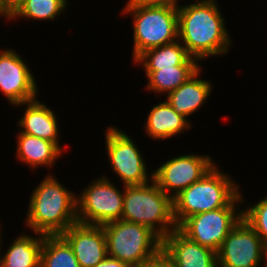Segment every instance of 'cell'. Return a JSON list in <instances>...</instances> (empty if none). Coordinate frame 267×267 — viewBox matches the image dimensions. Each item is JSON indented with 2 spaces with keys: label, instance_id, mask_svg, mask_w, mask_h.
Masks as SVG:
<instances>
[{
  "label": "cell",
  "instance_id": "cell-12",
  "mask_svg": "<svg viewBox=\"0 0 267 267\" xmlns=\"http://www.w3.org/2000/svg\"><path fill=\"white\" fill-rule=\"evenodd\" d=\"M17 51L0 50V92L13 107L37 98L38 86L31 69Z\"/></svg>",
  "mask_w": 267,
  "mask_h": 267
},
{
  "label": "cell",
  "instance_id": "cell-29",
  "mask_svg": "<svg viewBox=\"0 0 267 267\" xmlns=\"http://www.w3.org/2000/svg\"><path fill=\"white\" fill-rule=\"evenodd\" d=\"M0 227H1V226H0ZM1 233H2V232H1V228H0V250H1V246H2V245H1V241H3V240H2V234H1ZM0 252H1V251H0ZM0 256H1V253H0Z\"/></svg>",
  "mask_w": 267,
  "mask_h": 267
},
{
  "label": "cell",
  "instance_id": "cell-18",
  "mask_svg": "<svg viewBox=\"0 0 267 267\" xmlns=\"http://www.w3.org/2000/svg\"><path fill=\"white\" fill-rule=\"evenodd\" d=\"M17 135L16 159L33 170L39 166L51 168L63 155V152L53 142L21 132Z\"/></svg>",
  "mask_w": 267,
  "mask_h": 267
},
{
  "label": "cell",
  "instance_id": "cell-19",
  "mask_svg": "<svg viewBox=\"0 0 267 267\" xmlns=\"http://www.w3.org/2000/svg\"><path fill=\"white\" fill-rule=\"evenodd\" d=\"M199 61L189 57L182 65L161 68L157 71H144L148 79L146 88L155 94H165L179 88L191 78L200 68Z\"/></svg>",
  "mask_w": 267,
  "mask_h": 267
},
{
  "label": "cell",
  "instance_id": "cell-2",
  "mask_svg": "<svg viewBox=\"0 0 267 267\" xmlns=\"http://www.w3.org/2000/svg\"><path fill=\"white\" fill-rule=\"evenodd\" d=\"M59 181L49 173L32 191L25 224L33 234L61 235L77 223V195Z\"/></svg>",
  "mask_w": 267,
  "mask_h": 267
},
{
  "label": "cell",
  "instance_id": "cell-30",
  "mask_svg": "<svg viewBox=\"0 0 267 267\" xmlns=\"http://www.w3.org/2000/svg\"><path fill=\"white\" fill-rule=\"evenodd\" d=\"M0 267H9L8 265L4 264L1 260H0Z\"/></svg>",
  "mask_w": 267,
  "mask_h": 267
},
{
  "label": "cell",
  "instance_id": "cell-31",
  "mask_svg": "<svg viewBox=\"0 0 267 267\" xmlns=\"http://www.w3.org/2000/svg\"><path fill=\"white\" fill-rule=\"evenodd\" d=\"M13 5H15L19 0H9Z\"/></svg>",
  "mask_w": 267,
  "mask_h": 267
},
{
  "label": "cell",
  "instance_id": "cell-6",
  "mask_svg": "<svg viewBox=\"0 0 267 267\" xmlns=\"http://www.w3.org/2000/svg\"><path fill=\"white\" fill-rule=\"evenodd\" d=\"M108 256L140 267L162 248V239L149 227L123 220L102 225Z\"/></svg>",
  "mask_w": 267,
  "mask_h": 267
},
{
  "label": "cell",
  "instance_id": "cell-3",
  "mask_svg": "<svg viewBox=\"0 0 267 267\" xmlns=\"http://www.w3.org/2000/svg\"><path fill=\"white\" fill-rule=\"evenodd\" d=\"M216 164L199 180L172 199L178 227L186 218L226 207L240 192L238 182Z\"/></svg>",
  "mask_w": 267,
  "mask_h": 267
},
{
  "label": "cell",
  "instance_id": "cell-15",
  "mask_svg": "<svg viewBox=\"0 0 267 267\" xmlns=\"http://www.w3.org/2000/svg\"><path fill=\"white\" fill-rule=\"evenodd\" d=\"M22 106L27 108L23 110L24 114L18 119L19 122L17 121L20 132L53 142L63 152L59 145V121L55 111L37 98L14 107Z\"/></svg>",
  "mask_w": 267,
  "mask_h": 267
},
{
  "label": "cell",
  "instance_id": "cell-11",
  "mask_svg": "<svg viewBox=\"0 0 267 267\" xmlns=\"http://www.w3.org/2000/svg\"><path fill=\"white\" fill-rule=\"evenodd\" d=\"M215 165L210 155L184 154L162 163L153 172V180L171 199L199 181Z\"/></svg>",
  "mask_w": 267,
  "mask_h": 267
},
{
  "label": "cell",
  "instance_id": "cell-16",
  "mask_svg": "<svg viewBox=\"0 0 267 267\" xmlns=\"http://www.w3.org/2000/svg\"><path fill=\"white\" fill-rule=\"evenodd\" d=\"M202 67L179 88L171 91L166 96V101L172 108L187 120L208 100L212 93V83L200 79Z\"/></svg>",
  "mask_w": 267,
  "mask_h": 267
},
{
  "label": "cell",
  "instance_id": "cell-1",
  "mask_svg": "<svg viewBox=\"0 0 267 267\" xmlns=\"http://www.w3.org/2000/svg\"><path fill=\"white\" fill-rule=\"evenodd\" d=\"M216 1L195 0L178 10V40L200 62L225 55L231 48L225 18Z\"/></svg>",
  "mask_w": 267,
  "mask_h": 267
},
{
  "label": "cell",
  "instance_id": "cell-23",
  "mask_svg": "<svg viewBox=\"0 0 267 267\" xmlns=\"http://www.w3.org/2000/svg\"><path fill=\"white\" fill-rule=\"evenodd\" d=\"M40 267H80L69 243L61 235H44Z\"/></svg>",
  "mask_w": 267,
  "mask_h": 267
},
{
  "label": "cell",
  "instance_id": "cell-28",
  "mask_svg": "<svg viewBox=\"0 0 267 267\" xmlns=\"http://www.w3.org/2000/svg\"><path fill=\"white\" fill-rule=\"evenodd\" d=\"M95 267H130L128 264L107 256L103 261L99 262Z\"/></svg>",
  "mask_w": 267,
  "mask_h": 267
},
{
  "label": "cell",
  "instance_id": "cell-26",
  "mask_svg": "<svg viewBox=\"0 0 267 267\" xmlns=\"http://www.w3.org/2000/svg\"><path fill=\"white\" fill-rule=\"evenodd\" d=\"M141 4L153 5V6H163L170 7L176 10H179L182 5L179 6L178 0H135Z\"/></svg>",
  "mask_w": 267,
  "mask_h": 267
},
{
  "label": "cell",
  "instance_id": "cell-25",
  "mask_svg": "<svg viewBox=\"0 0 267 267\" xmlns=\"http://www.w3.org/2000/svg\"><path fill=\"white\" fill-rule=\"evenodd\" d=\"M140 267H176L172 259L161 248L154 256L147 259Z\"/></svg>",
  "mask_w": 267,
  "mask_h": 267
},
{
  "label": "cell",
  "instance_id": "cell-5",
  "mask_svg": "<svg viewBox=\"0 0 267 267\" xmlns=\"http://www.w3.org/2000/svg\"><path fill=\"white\" fill-rule=\"evenodd\" d=\"M121 11L133 18V61L148 49L178 40V10L128 0Z\"/></svg>",
  "mask_w": 267,
  "mask_h": 267
},
{
  "label": "cell",
  "instance_id": "cell-27",
  "mask_svg": "<svg viewBox=\"0 0 267 267\" xmlns=\"http://www.w3.org/2000/svg\"><path fill=\"white\" fill-rule=\"evenodd\" d=\"M14 5L9 0H0V16L12 21Z\"/></svg>",
  "mask_w": 267,
  "mask_h": 267
},
{
  "label": "cell",
  "instance_id": "cell-22",
  "mask_svg": "<svg viewBox=\"0 0 267 267\" xmlns=\"http://www.w3.org/2000/svg\"><path fill=\"white\" fill-rule=\"evenodd\" d=\"M68 0H19L14 5L12 20L24 18L28 20L54 21L63 14Z\"/></svg>",
  "mask_w": 267,
  "mask_h": 267
},
{
  "label": "cell",
  "instance_id": "cell-13",
  "mask_svg": "<svg viewBox=\"0 0 267 267\" xmlns=\"http://www.w3.org/2000/svg\"><path fill=\"white\" fill-rule=\"evenodd\" d=\"M61 236L69 243L80 267H95L108 256L102 226L75 223Z\"/></svg>",
  "mask_w": 267,
  "mask_h": 267
},
{
  "label": "cell",
  "instance_id": "cell-14",
  "mask_svg": "<svg viewBox=\"0 0 267 267\" xmlns=\"http://www.w3.org/2000/svg\"><path fill=\"white\" fill-rule=\"evenodd\" d=\"M162 249L176 267H218L217 252L189 239L178 228L162 239Z\"/></svg>",
  "mask_w": 267,
  "mask_h": 267
},
{
  "label": "cell",
  "instance_id": "cell-4",
  "mask_svg": "<svg viewBox=\"0 0 267 267\" xmlns=\"http://www.w3.org/2000/svg\"><path fill=\"white\" fill-rule=\"evenodd\" d=\"M123 187L121 220L145 225L161 239L177 228L172 199L154 180L144 185Z\"/></svg>",
  "mask_w": 267,
  "mask_h": 267
},
{
  "label": "cell",
  "instance_id": "cell-21",
  "mask_svg": "<svg viewBox=\"0 0 267 267\" xmlns=\"http://www.w3.org/2000/svg\"><path fill=\"white\" fill-rule=\"evenodd\" d=\"M189 57L184 45L176 40L144 51L134 60V64H140L144 71H157L161 68L182 65Z\"/></svg>",
  "mask_w": 267,
  "mask_h": 267
},
{
  "label": "cell",
  "instance_id": "cell-9",
  "mask_svg": "<svg viewBox=\"0 0 267 267\" xmlns=\"http://www.w3.org/2000/svg\"><path fill=\"white\" fill-rule=\"evenodd\" d=\"M105 141L108 163L123 186L144 185L153 180V172L148 173L145 158L129 134L109 126Z\"/></svg>",
  "mask_w": 267,
  "mask_h": 267
},
{
  "label": "cell",
  "instance_id": "cell-24",
  "mask_svg": "<svg viewBox=\"0 0 267 267\" xmlns=\"http://www.w3.org/2000/svg\"><path fill=\"white\" fill-rule=\"evenodd\" d=\"M242 218L261 238L267 248V196L259 199L258 203L242 209Z\"/></svg>",
  "mask_w": 267,
  "mask_h": 267
},
{
  "label": "cell",
  "instance_id": "cell-10",
  "mask_svg": "<svg viewBox=\"0 0 267 267\" xmlns=\"http://www.w3.org/2000/svg\"><path fill=\"white\" fill-rule=\"evenodd\" d=\"M217 259L218 267H267V248L242 218L224 239Z\"/></svg>",
  "mask_w": 267,
  "mask_h": 267
},
{
  "label": "cell",
  "instance_id": "cell-17",
  "mask_svg": "<svg viewBox=\"0 0 267 267\" xmlns=\"http://www.w3.org/2000/svg\"><path fill=\"white\" fill-rule=\"evenodd\" d=\"M145 123V134L154 141L171 139L189 131L192 126L190 119L178 114L166 100L149 110Z\"/></svg>",
  "mask_w": 267,
  "mask_h": 267
},
{
  "label": "cell",
  "instance_id": "cell-8",
  "mask_svg": "<svg viewBox=\"0 0 267 267\" xmlns=\"http://www.w3.org/2000/svg\"><path fill=\"white\" fill-rule=\"evenodd\" d=\"M109 179L97 177L76 196L78 223L102 226L121 219L124 191Z\"/></svg>",
  "mask_w": 267,
  "mask_h": 267
},
{
  "label": "cell",
  "instance_id": "cell-7",
  "mask_svg": "<svg viewBox=\"0 0 267 267\" xmlns=\"http://www.w3.org/2000/svg\"><path fill=\"white\" fill-rule=\"evenodd\" d=\"M241 192L226 206L186 218L177 228L189 239L218 252L228 233L242 219Z\"/></svg>",
  "mask_w": 267,
  "mask_h": 267
},
{
  "label": "cell",
  "instance_id": "cell-20",
  "mask_svg": "<svg viewBox=\"0 0 267 267\" xmlns=\"http://www.w3.org/2000/svg\"><path fill=\"white\" fill-rule=\"evenodd\" d=\"M34 235L19 234L0 260L9 267H40L44 235Z\"/></svg>",
  "mask_w": 267,
  "mask_h": 267
}]
</instances>
